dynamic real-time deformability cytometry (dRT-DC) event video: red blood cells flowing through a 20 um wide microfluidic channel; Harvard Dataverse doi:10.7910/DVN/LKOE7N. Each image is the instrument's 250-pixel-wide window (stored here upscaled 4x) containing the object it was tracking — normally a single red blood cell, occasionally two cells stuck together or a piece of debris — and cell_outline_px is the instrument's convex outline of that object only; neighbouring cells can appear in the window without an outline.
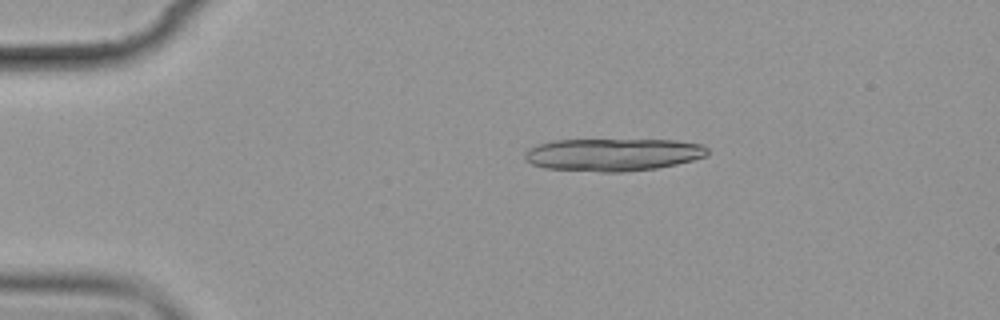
{"species": "common noctule bat (a hibernating species)", "species_latin": "Nyctalus noctula", "temperature_condition": "cold", "stored_images_in_passage": 6, "camera_frame_rate_fps": 3000, "um_per_image_px": 0.085, "animal": {"sex": "female", "body_mass_g": 19.9}, "frame": {"image": 1, "passage_image": 3, "time_ms": 2.333, "image_size_px": [1000, 320], "cell_outline_px": [[708, 152], [704, 156], [692, 160], [676, 164], [656, 168], [624, 172], [600, 172], [544, 168], [532, 164], [524, 160], [524, 152], [528, 148], [536, 144], [552, 140], [676, 140], [704, 144], [708, 148]], "centroid_in_image_um": [52.06, 13.14], "position_along_channel_um": 32.9, "area_um2": 34.97}}